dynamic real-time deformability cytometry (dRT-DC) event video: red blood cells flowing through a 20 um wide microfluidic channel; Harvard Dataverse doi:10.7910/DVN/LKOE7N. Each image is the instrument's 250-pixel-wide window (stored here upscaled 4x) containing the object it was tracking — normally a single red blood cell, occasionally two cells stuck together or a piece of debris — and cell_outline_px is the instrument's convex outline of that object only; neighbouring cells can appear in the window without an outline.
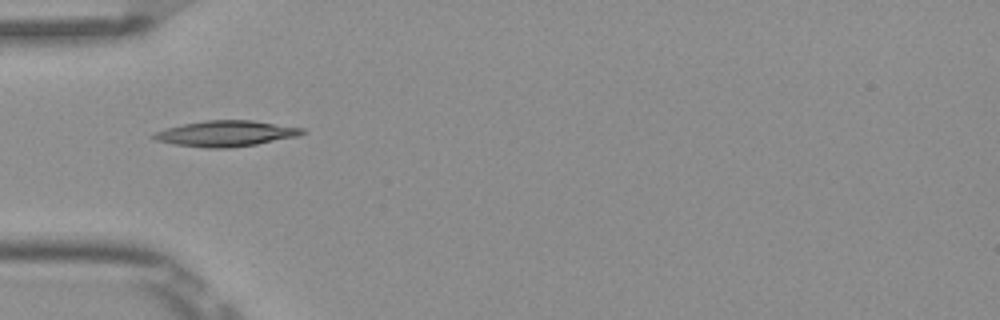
{"species": "Egyptian fruit bat (a non-hibernating species)", "species_latin": "Rousettus aegyptiacus", "temperature_condition": "room temperature", "stored_images_in_passage": 5, "camera_frame_rate_fps": 3000, "um_per_image_px": 0.085, "frame": {"image": 1, "passage_image": 1, "time_ms": 0.0, "image_size_px": [1000, 320], "cell_outline_px": [[308, 132], [300, 136], [256, 144], [228, 148], [208, 148], [172, 144], [156, 140], [148, 136], [152, 132], [164, 128], [204, 120], [252, 120], [304, 128]], "centroid_in_image_um": [19.18, 11.35], "position_along_channel_um": 65.8, "area_um2": 22.6}}
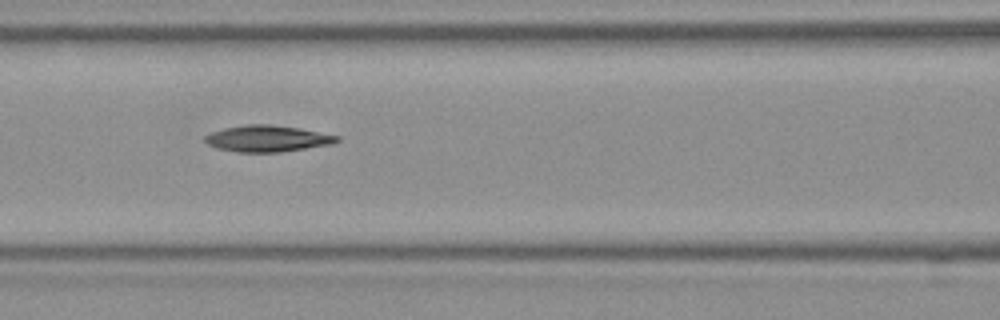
{"frame": {"image": 2, "passage_image": 3, "time_ms": 0.667, "image_size_px": [1000, 320], "cell_outline_px": [[340, 140], [336, 144], [280, 152], [236, 152], [216, 148], [208, 144], [204, 140], [204, 136], [212, 132], [224, 128], [244, 124], [268, 124], [300, 128], [340, 136]], "centroid_in_image_um": [22.76, 11.78], "position_along_channel_um": 143.8, "area_um2": 20.52}}
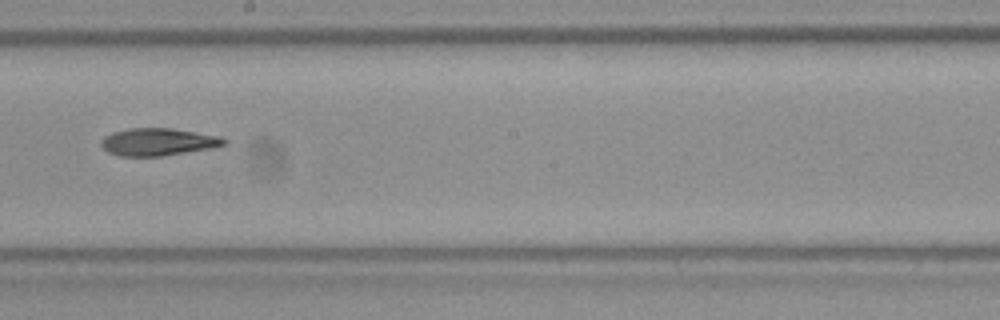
{"frame": {"image": 3, "passage_image": 5, "time_ms": 1.333, "image_size_px": [1000, 320], "cell_outline_px": [[228, 144], [212, 148], [160, 156], [120, 156], [108, 152], [100, 144], [100, 140], [104, 136], [112, 132], [128, 128], [172, 128], [220, 136], [228, 140]], "centroid_in_image_um": [13.44, 12.05], "position_along_channel_um": 234.8, "area_um2": 19.77}}